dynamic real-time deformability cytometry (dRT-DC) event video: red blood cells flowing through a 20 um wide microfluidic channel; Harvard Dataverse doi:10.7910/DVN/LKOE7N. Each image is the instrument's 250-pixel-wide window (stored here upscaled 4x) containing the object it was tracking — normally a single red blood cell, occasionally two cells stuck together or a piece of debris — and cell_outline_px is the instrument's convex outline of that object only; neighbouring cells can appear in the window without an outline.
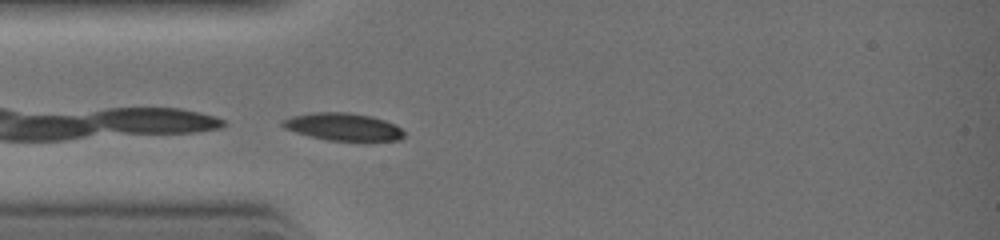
{"species": "common noctule bat (a hibernating species)", "species_latin": "Nyctalus noctula", "temperature_condition": "warm", "stored_images_in_passage": 8, "camera_frame_rate_fps": 3000, "um_per_image_px": 0.085, "animal": {"sex": "female", "body_mass_g": 19.0, "forearm_length_mm": 51.5}, "frame": {"image": 1, "passage_image": 8, "time_ms": 2.333, "image_size_px": [1000, 240], "cell_outline_px": [[404, 136], [400, 140], [328, 140], [296, 132], [284, 128], [280, 124], [280, 120], [292, 116], [312, 112], [348, 112], [372, 116], [396, 124], [404, 132]], "centroid_in_image_um": [29.15, 10.76], "position_along_channel_um": 55.8, "area_um2": 19.36}}